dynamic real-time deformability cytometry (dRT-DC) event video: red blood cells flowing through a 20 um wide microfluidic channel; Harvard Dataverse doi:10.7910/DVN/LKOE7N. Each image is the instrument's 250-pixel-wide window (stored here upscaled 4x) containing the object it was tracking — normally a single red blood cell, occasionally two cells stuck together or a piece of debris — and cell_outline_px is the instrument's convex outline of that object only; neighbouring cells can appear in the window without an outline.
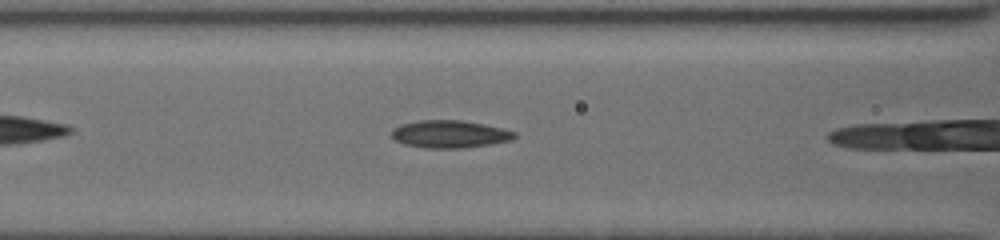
{"species": "common noctule bat (a hibernating species)", "species_latin": "Nyctalus noctula", "temperature_condition": "cold", "stored_images_in_passage": 9, "camera_frame_rate_fps": 3000, "um_per_image_px": 0.085, "animal": {"sex": "female", "body_mass_g": 19.5, "forearm_length_mm": 54.1}, "frame": {"image": 1, "passage_image": 6, "time_ms": 2.333, "image_size_px": [1000, 240], "cell_outline_px": [[516, 136], [512, 140], [488, 144], [460, 148], [424, 148], [404, 144], [396, 140], [392, 136], [392, 128], [400, 124], [420, 120], [460, 120], [484, 124], [516, 132]], "centroid_in_image_um": [38.19, 11.39], "position_along_channel_um": 128.4, "area_um2": 19.59}}
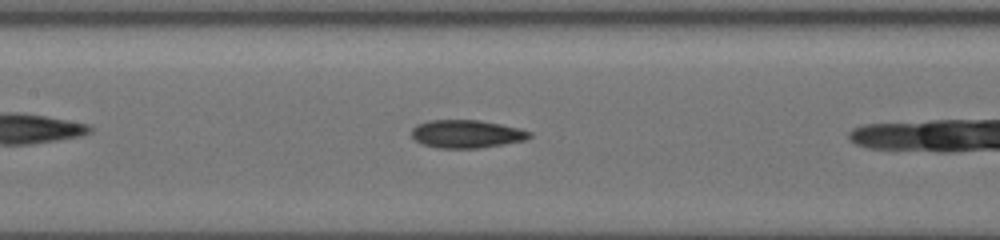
{"frame": {"image": 2, "passage_image": 8, "time_ms": 3.333, "image_size_px": [1000, 240], "cell_outline_px": [[532, 136], [528, 140], [480, 148], [436, 148], [424, 144], [416, 140], [412, 136], [412, 128], [416, 124], [428, 120], [480, 120], [520, 128], [532, 132]], "centroid_in_image_um": [39.69, 11.38], "position_along_channel_um": 167.7, "area_um2": 19.42}}